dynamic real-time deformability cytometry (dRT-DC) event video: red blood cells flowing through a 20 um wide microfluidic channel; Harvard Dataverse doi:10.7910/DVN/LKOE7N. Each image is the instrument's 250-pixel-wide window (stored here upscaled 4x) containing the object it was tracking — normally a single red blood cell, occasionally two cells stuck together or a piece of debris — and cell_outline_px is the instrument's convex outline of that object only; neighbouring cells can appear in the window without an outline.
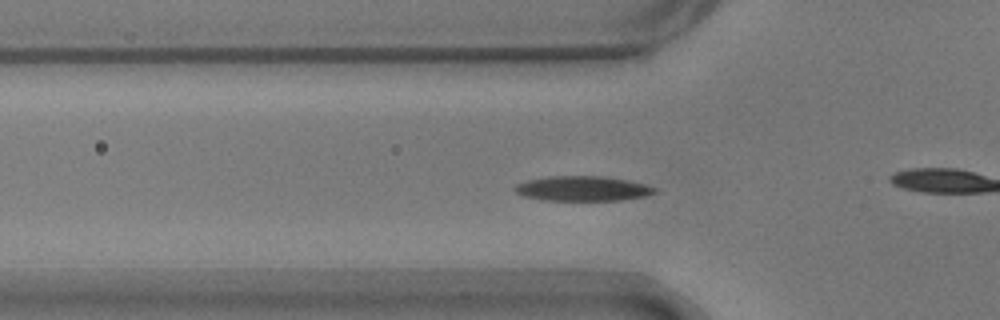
{"species": "common noctule bat (a hibernating species)", "species_latin": "Nyctalus noctula", "temperature_condition": "warm", "stored_images_in_passage": 52, "camera_frame_rate_fps": 3000, "um_per_image_px": 0.085, "animal": {"sex": "male", "body_mass_g": 17.9}, "frame": {"image": 1, "passage_image": 14, "time_ms": 4.333, "image_size_px": [1000, 320], "cell_outline_px": [[656, 192], [648, 196], [620, 200], [544, 200], [524, 196], [516, 192], [512, 188], [516, 184], [528, 180], [548, 176], [600, 176], [628, 180], [644, 184], [656, 188]], "centroid_in_image_um": [49.52, 16.02], "position_along_channel_um": 76.3, "area_um2": 20.23}}
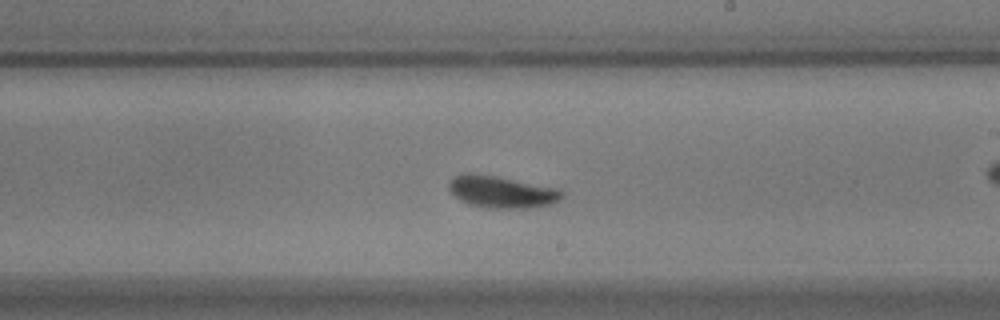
{"frame": {"image": 2, "passage_image": 28, "time_ms": 9.0, "image_size_px": [1000, 320], "cell_outline_px": [[564, 196], [560, 200], [552, 204], [528, 208], [488, 208], [468, 204], [460, 200], [448, 188], [448, 184], [456, 176], [464, 172], [472, 172], [496, 176], [560, 188], [564, 192]], "centroid_in_image_um": [42.68, 16.3], "position_along_channel_um": 246.3, "area_um2": 21.27}}
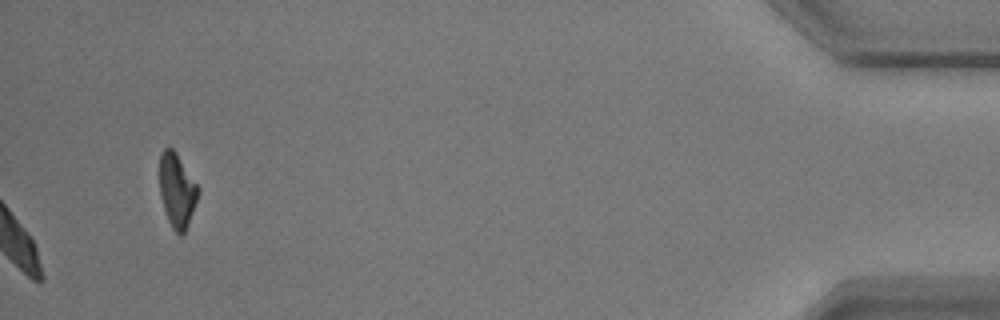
{"frame": {"image": 3, "passage_image": 52, "time_ms": 17.0, "image_size_px": [1000, 320], "cell_outline_px": [[200, 192], [188, 224], [184, 232], [180, 236], [172, 228], [168, 220], [160, 196], [160, 152], [164, 148], [172, 148], [176, 152], [200, 188]], "centroid_in_image_um": [15.05, 16.17], "position_along_channel_um": 420.1, "area_um2": 16.59}, "authors_computed_cell_mechanics": {"area_um2": 19.5942, "velocity_mm_per_s": 3.6359, "shape_relaxation_time_tau1_ms": 3.9298, "shape_relaxation_time_tau2_ms": 1.6305, "deformation_change_tau1": 0.1885, "deformation_change_tau2": 0.0688}}